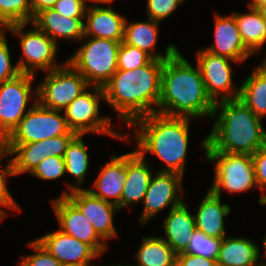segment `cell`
<instances>
[{
  "instance_id": "obj_31",
  "label": "cell",
  "mask_w": 266,
  "mask_h": 266,
  "mask_svg": "<svg viewBox=\"0 0 266 266\" xmlns=\"http://www.w3.org/2000/svg\"><path fill=\"white\" fill-rule=\"evenodd\" d=\"M29 22H32L31 0H0V30Z\"/></svg>"
},
{
  "instance_id": "obj_42",
  "label": "cell",
  "mask_w": 266,
  "mask_h": 266,
  "mask_svg": "<svg viewBox=\"0 0 266 266\" xmlns=\"http://www.w3.org/2000/svg\"><path fill=\"white\" fill-rule=\"evenodd\" d=\"M58 0H31L32 20L33 17L44 9H50Z\"/></svg>"
},
{
  "instance_id": "obj_5",
  "label": "cell",
  "mask_w": 266,
  "mask_h": 266,
  "mask_svg": "<svg viewBox=\"0 0 266 266\" xmlns=\"http://www.w3.org/2000/svg\"><path fill=\"white\" fill-rule=\"evenodd\" d=\"M120 44L111 39L89 37L66 61L90 86L104 87L117 71Z\"/></svg>"
},
{
  "instance_id": "obj_33",
  "label": "cell",
  "mask_w": 266,
  "mask_h": 266,
  "mask_svg": "<svg viewBox=\"0 0 266 266\" xmlns=\"http://www.w3.org/2000/svg\"><path fill=\"white\" fill-rule=\"evenodd\" d=\"M152 59L145 51L122 41L118 51L117 70H134L147 65Z\"/></svg>"
},
{
  "instance_id": "obj_7",
  "label": "cell",
  "mask_w": 266,
  "mask_h": 266,
  "mask_svg": "<svg viewBox=\"0 0 266 266\" xmlns=\"http://www.w3.org/2000/svg\"><path fill=\"white\" fill-rule=\"evenodd\" d=\"M89 87L86 79L65 61L60 68L47 72L34 95L41 106L63 111Z\"/></svg>"
},
{
  "instance_id": "obj_4",
  "label": "cell",
  "mask_w": 266,
  "mask_h": 266,
  "mask_svg": "<svg viewBox=\"0 0 266 266\" xmlns=\"http://www.w3.org/2000/svg\"><path fill=\"white\" fill-rule=\"evenodd\" d=\"M191 118L171 117L152 113L136 119L137 151L146 158L152 153L167 167L160 171L175 172L184 176L185 158L189 143V124Z\"/></svg>"
},
{
  "instance_id": "obj_30",
  "label": "cell",
  "mask_w": 266,
  "mask_h": 266,
  "mask_svg": "<svg viewBox=\"0 0 266 266\" xmlns=\"http://www.w3.org/2000/svg\"><path fill=\"white\" fill-rule=\"evenodd\" d=\"M82 136L77 135L68 145L64 154L66 173L74 176L76 180V185L66 183L70 189L69 193L81 189L79 185L83 183L89 167V154Z\"/></svg>"
},
{
  "instance_id": "obj_39",
  "label": "cell",
  "mask_w": 266,
  "mask_h": 266,
  "mask_svg": "<svg viewBox=\"0 0 266 266\" xmlns=\"http://www.w3.org/2000/svg\"><path fill=\"white\" fill-rule=\"evenodd\" d=\"M87 6L83 0H58L52 9L67 18H84Z\"/></svg>"
},
{
  "instance_id": "obj_48",
  "label": "cell",
  "mask_w": 266,
  "mask_h": 266,
  "mask_svg": "<svg viewBox=\"0 0 266 266\" xmlns=\"http://www.w3.org/2000/svg\"><path fill=\"white\" fill-rule=\"evenodd\" d=\"M262 244L264 245V248H265V254H262L264 257H266V235L264 237V240L262 242Z\"/></svg>"
},
{
  "instance_id": "obj_20",
  "label": "cell",
  "mask_w": 266,
  "mask_h": 266,
  "mask_svg": "<svg viewBox=\"0 0 266 266\" xmlns=\"http://www.w3.org/2000/svg\"><path fill=\"white\" fill-rule=\"evenodd\" d=\"M84 24V37L104 38L122 42L126 18L112 8L87 6Z\"/></svg>"
},
{
  "instance_id": "obj_24",
  "label": "cell",
  "mask_w": 266,
  "mask_h": 266,
  "mask_svg": "<svg viewBox=\"0 0 266 266\" xmlns=\"http://www.w3.org/2000/svg\"><path fill=\"white\" fill-rule=\"evenodd\" d=\"M158 24H160L159 21L152 19H148L146 22L136 21L128 24L126 19L123 42L145 51L153 59L165 60L172 57L178 51V48L172 44L167 45L164 55L152 52L157 45Z\"/></svg>"
},
{
  "instance_id": "obj_37",
  "label": "cell",
  "mask_w": 266,
  "mask_h": 266,
  "mask_svg": "<svg viewBox=\"0 0 266 266\" xmlns=\"http://www.w3.org/2000/svg\"><path fill=\"white\" fill-rule=\"evenodd\" d=\"M30 248L36 251L32 255H24L20 260V266H60V262L55 259L36 240L29 243Z\"/></svg>"
},
{
  "instance_id": "obj_11",
  "label": "cell",
  "mask_w": 266,
  "mask_h": 266,
  "mask_svg": "<svg viewBox=\"0 0 266 266\" xmlns=\"http://www.w3.org/2000/svg\"><path fill=\"white\" fill-rule=\"evenodd\" d=\"M34 75L20 73L0 83V144L12 133L26 115L27 103L32 96Z\"/></svg>"
},
{
  "instance_id": "obj_49",
  "label": "cell",
  "mask_w": 266,
  "mask_h": 266,
  "mask_svg": "<svg viewBox=\"0 0 266 266\" xmlns=\"http://www.w3.org/2000/svg\"><path fill=\"white\" fill-rule=\"evenodd\" d=\"M261 64L266 66V58L263 60V62Z\"/></svg>"
},
{
  "instance_id": "obj_50",
  "label": "cell",
  "mask_w": 266,
  "mask_h": 266,
  "mask_svg": "<svg viewBox=\"0 0 266 266\" xmlns=\"http://www.w3.org/2000/svg\"><path fill=\"white\" fill-rule=\"evenodd\" d=\"M260 265L259 266H266V262L264 263H259Z\"/></svg>"
},
{
  "instance_id": "obj_15",
  "label": "cell",
  "mask_w": 266,
  "mask_h": 266,
  "mask_svg": "<svg viewBox=\"0 0 266 266\" xmlns=\"http://www.w3.org/2000/svg\"><path fill=\"white\" fill-rule=\"evenodd\" d=\"M54 212L62 232L90 245L99 255L108 248L79 208L67 197L54 199ZM104 242V243H103Z\"/></svg>"
},
{
  "instance_id": "obj_45",
  "label": "cell",
  "mask_w": 266,
  "mask_h": 266,
  "mask_svg": "<svg viewBox=\"0 0 266 266\" xmlns=\"http://www.w3.org/2000/svg\"><path fill=\"white\" fill-rule=\"evenodd\" d=\"M261 191L265 192V191H266V188L263 189V190H261ZM259 203H260L261 205H265V204H266V194L260 196V198H259Z\"/></svg>"
},
{
  "instance_id": "obj_12",
  "label": "cell",
  "mask_w": 266,
  "mask_h": 266,
  "mask_svg": "<svg viewBox=\"0 0 266 266\" xmlns=\"http://www.w3.org/2000/svg\"><path fill=\"white\" fill-rule=\"evenodd\" d=\"M196 58L205 90L214 104L239 97L240 87L233 86L232 68L229 64L237 61L212 54L204 49L196 53Z\"/></svg>"
},
{
  "instance_id": "obj_9",
  "label": "cell",
  "mask_w": 266,
  "mask_h": 266,
  "mask_svg": "<svg viewBox=\"0 0 266 266\" xmlns=\"http://www.w3.org/2000/svg\"><path fill=\"white\" fill-rule=\"evenodd\" d=\"M60 112L34 101L18 126L1 144H27L68 134L71 129Z\"/></svg>"
},
{
  "instance_id": "obj_19",
  "label": "cell",
  "mask_w": 266,
  "mask_h": 266,
  "mask_svg": "<svg viewBox=\"0 0 266 266\" xmlns=\"http://www.w3.org/2000/svg\"><path fill=\"white\" fill-rule=\"evenodd\" d=\"M146 159L137 151L126 153V180L121 195L119 209L143 201L152 171Z\"/></svg>"
},
{
  "instance_id": "obj_17",
  "label": "cell",
  "mask_w": 266,
  "mask_h": 266,
  "mask_svg": "<svg viewBox=\"0 0 266 266\" xmlns=\"http://www.w3.org/2000/svg\"><path fill=\"white\" fill-rule=\"evenodd\" d=\"M36 241L61 264L90 265L100 256L90 245L61 230L49 232Z\"/></svg>"
},
{
  "instance_id": "obj_22",
  "label": "cell",
  "mask_w": 266,
  "mask_h": 266,
  "mask_svg": "<svg viewBox=\"0 0 266 266\" xmlns=\"http://www.w3.org/2000/svg\"><path fill=\"white\" fill-rule=\"evenodd\" d=\"M84 18H67L52 8L38 12L31 22L50 39L58 38L80 40L84 37Z\"/></svg>"
},
{
  "instance_id": "obj_10",
  "label": "cell",
  "mask_w": 266,
  "mask_h": 266,
  "mask_svg": "<svg viewBox=\"0 0 266 266\" xmlns=\"http://www.w3.org/2000/svg\"><path fill=\"white\" fill-rule=\"evenodd\" d=\"M26 25L25 23L13 24L5 28L19 36L24 59L22 58L16 64L21 73L35 75L36 69L51 71L60 68L62 65L55 61L58 50L57 42L50 39L35 25H33V30L26 32L24 30Z\"/></svg>"
},
{
  "instance_id": "obj_43",
  "label": "cell",
  "mask_w": 266,
  "mask_h": 266,
  "mask_svg": "<svg viewBox=\"0 0 266 266\" xmlns=\"http://www.w3.org/2000/svg\"><path fill=\"white\" fill-rule=\"evenodd\" d=\"M256 10L259 12L261 17L266 21V2L257 6Z\"/></svg>"
},
{
  "instance_id": "obj_18",
  "label": "cell",
  "mask_w": 266,
  "mask_h": 266,
  "mask_svg": "<svg viewBox=\"0 0 266 266\" xmlns=\"http://www.w3.org/2000/svg\"><path fill=\"white\" fill-rule=\"evenodd\" d=\"M215 44L204 50L241 63L253 55L244 45L233 13L215 14Z\"/></svg>"
},
{
  "instance_id": "obj_16",
  "label": "cell",
  "mask_w": 266,
  "mask_h": 266,
  "mask_svg": "<svg viewBox=\"0 0 266 266\" xmlns=\"http://www.w3.org/2000/svg\"><path fill=\"white\" fill-rule=\"evenodd\" d=\"M62 196H67L79 208L102 240L106 242L117 236L113 215L120 210L118 206L96 197L84 188L71 193L63 192Z\"/></svg>"
},
{
  "instance_id": "obj_28",
  "label": "cell",
  "mask_w": 266,
  "mask_h": 266,
  "mask_svg": "<svg viewBox=\"0 0 266 266\" xmlns=\"http://www.w3.org/2000/svg\"><path fill=\"white\" fill-rule=\"evenodd\" d=\"M250 13L234 12L239 34L245 47L255 54L266 42V21L256 8H249Z\"/></svg>"
},
{
  "instance_id": "obj_8",
  "label": "cell",
  "mask_w": 266,
  "mask_h": 266,
  "mask_svg": "<svg viewBox=\"0 0 266 266\" xmlns=\"http://www.w3.org/2000/svg\"><path fill=\"white\" fill-rule=\"evenodd\" d=\"M208 161L215 162L214 183L210 191L221 197V189L232 193L248 191L257 186L252 155L226 152H205Z\"/></svg>"
},
{
  "instance_id": "obj_51",
  "label": "cell",
  "mask_w": 266,
  "mask_h": 266,
  "mask_svg": "<svg viewBox=\"0 0 266 266\" xmlns=\"http://www.w3.org/2000/svg\"><path fill=\"white\" fill-rule=\"evenodd\" d=\"M110 266H111V265H110ZM112 266H116V265H112ZM118 266H129V265H120V264H119ZM133 266H134V265H133Z\"/></svg>"
},
{
  "instance_id": "obj_23",
  "label": "cell",
  "mask_w": 266,
  "mask_h": 266,
  "mask_svg": "<svg viewBox=\"0 0 266 266\" xmlns=\"http://www.w3.org/2000/svg\"><path fill=\"white\" fill-rule=\"evenodd\" d=\"M168 214L163 222L166 235L163 240L176 254H179L187 249L193 233L196 231L194 214H191L184 202L170 209Z\"/></svg>"
},
{
  "instance_id": "obj_13",
  "label": "cell",
  "mask_w": 266,
  "mask_h": 266,
  "mask_svg": "<svg viewBox=\"0 0 266 266\" xmlns=\"http://www.w3.org/2000/svg\"><path fill=\"white\" fill-rule=\"evenodd\" d=\"M78 134L70 131L66 135L48 138L27 144H0L11 159L14 176L25 172L31 173L45 158L59 156L64 157L68 145Z\"/></svg>"
},
{
  "instance_id": "obj_32",
  "label": "cell",
  "mask_w": 266,
  "mask_h": 266,
  "mask_svg": "<svg viewBox=\"0 0 266 266\" xmlns=\"http://www.w3.org/2000/svg\"><path fill=\"white\" fill-rule=\"evenodd\" d=\"M222 239L209 237L203 232L196 230L189 242L187 249L183 253L217 260Z\"/></svg>"
},
{
  "instance_id": "obj_25",
  "label": "cell",
  "mask_w": 266,
  "mask_h": 266,
  "mask_svg": "<svg viewBox=\"0 0 266 266\" xmlns=\"http://www.w3.org/2000/svg\"><path fill=\"white\" fill-rule=\"evenodd\" d=\"M230 208L229 205L221 203V197L209 190L194 215L196 230L209 237L224 238V217L230 214Z\"/></svg>"
},
{
  "instance_id": "obj_35",
  "label": "cell",
  "mask_w": 266,
  "mask_h": 266,
  "mask_svg": "<svg viewBox=\"0 0 266 266\" xmlns=\"http://www.w3.org/2000/svg\"><path fill=\"white\" fill-rule=\"evenodd\" d=\"M43 180H55L66 174L64 157L45 158L30 173Z\"/></svg>"
},
{
  "instance_id": "obj_41",
  "label": "cell",
  "mask_w": 266,
  "mask_h": 266,
  "mask_svg": "<svg viewBox=\"0 0 266 266\" xmlns=\"http://www.w3.org/2000/svg\"><path fill=\"white\" fill-rule=\"evenodd\" d=\"M175 266H218V264L215 260L182 252L176 256Z\"/></svg>"
},
{
  "instance_id": "obj_40",
  "label": "cell",
  "mask_w": 266,
  "mask_h": 266,
  "mask_svg": "<svg viewBox=\"0 0 266 266\" xmlns=\"http://www.w3.org/2000/svg\"><path fill=\"white\" fill-rule=\"evenodd\" d=\"M255 180L260 191L266 188V144L252 155Z\"/></svg>"
},
{
  "instance_id": "obj_6",
  "label": "cell",
  "mask_w": 266,
  "mask_h": 266,
  "mask_svg": "<svg viewBox=\"0 0 266 266\" xmlns=\"http://www.w3.org/2000/svg\"><path fill=\"white\" fill-rule=\"evenodd\" d=\"M90 88L94 93L86 89L64 109L68 127L78 135L93 132L127 141V134L121 135L110 127V117H99V100H105L103 87Z\"/></svg>"
},
{
  "instance_id": "obj_46",
  "label": "cell",
  "mask_w": 266,
  "mask_h": 266,
  "mask_svg": "<svg viewBox=\"0 0 266 266\" xmlns=\"http://www.w3.org/2000/svg\"><path fill=\"white\" fill-rule=\"evenodd\" d=\"M114 0H91V2H94V3H100V4H111Z\"/></svg>"
},
{
  "instance_id": "obj_47",
  "label": "cell",
  "mask_w": 266,
  "mask_h": 266,
  "mask_svg": "<svg viewBox=\"0 0 266 266\" xmlns=\"http://www.w3.org/2000/svg\"><path fill=\"white\" fill-rule=\"evenodd\" d=\"M60 266H90V265H81V264H60ZM92 266V265H91Z\"/></svg>"
},
{
  "instance_id": "obj_21",
  "label": "cell",
  "mask_w": 266,
  "mask_h": 266,
  "mask_svg": "<svg viewBox=\"0 0 266 266\" xmlns=\"http://www.w3.org/2000/svg\"><path fill=\"white\" fill-rule=\"evenodd\" d=\"M126 180V154L112 155L111 161L105 164L93 184L95 189H88L93 195L118 206L121 202ZM110 198H113L110 201Z\"/></svg>"
},
{
  "instance_id": "obj_26",
  "label": "cell",
  "mask_w": 266,
  "mask_h": 266,
  "mask_svg": "<svg viewBox=\"0 0 266 266\" xmlns=\"http://www.w3.org/2000/svg\"><path fill=\"white\" fill-rule=\"evenodd\" d=\"M260 250L255 243L246 238H222L218 266H259Z\"/></svg>"
},
{
  "instance_id": "obj_34",
  "label": "cell",
  "mask_w": 266,
  "mask_h": 266,
  "mask_svg": "<svg viewBox=\"0 0 266 266\" xmlns=\"http://www.w3.org/2000/svg\"><path fill=\"white\" fill-rule=\"evenodd\" d=\"M8 155L9 153L0 145V160ZM13 175L14 171L12 167V161L10 160V163L7 166H4V168L0 171V206L21 211L20 207L17 205L6 186V177ZM7 214L8 213L5 212L4 209H0V215L3 218Z\"/></svg>"
},
{
  "instance_id": "obj_3",
  "label": "cell",
  "mask_w": 266,
  "mask_h": 266,
  "mask_svg": "<svg viewBox=\"0 0 266 266\" xmlns=\"http://www.w3.org/2000/svg\"><path fill=\"white\" fill-rule=\"evenodd\" d=\"M216 115L211 132L202 142L205 152L253 155L266 144L262 118L238 98L215 103L212 118Z\"/></svg>"
},
{
  "instance_id": "obj_38",
  "label": "cell",
  "mask_w": 266,
  "mask_h": 266,
  "mask_svg": "<svg viewBox=\"0 0 266 266\" xmlns=\"http://www.w3.org/2000/svg\"><path fill=\"white\" fill-rule=\"evenodd\" d=\"M183 2L184 0H147L148 18L161 22Z\"/></svg>"
},
{
  "instance_id": "obj_2",
  "label": "cell",
  "mask_w": 266,
  "mask_h": 266,
  "mask_svg": "<svg viewBox=\"0 0 266 266\" xmlns=\"http://www.w3.org/2000/svg\"><path fill=\"white\" fill-rule=\"evenodd\" d=\"M164 60L152 59L134 70H117L104 85L105 100L130 126L136 119L156 113L161 95Z\"/></svg>"
},
{
  "instance_id": "obj_27",
  "label": "cell",
  "mask_w": 266,
  "mask_h": 266,
  "mask_svg": "<svg viewBox=\"0 0 266 266\" xmlns=\"http://www.w3.org/2000/svg\"><path fill=\"white\" fill-rule=\"evenodd\" d=\"M238 99L255 115L266 116V66L260 64L240 85Z\"/></svg>"
},
{
  "instance_id": "obj_14",
  "label": "cell",
  "mask_w": 266,
  "mask_h": 266,
  "mask_svg": "<svg viewBox=\"0 0 266 266\" xmlns=\"http://www.w3.org/2000/svg\"><path fill=\"white\" fill-rule=\"evenodd\" d=\"M182 179L181 174L160 171L152 176L144 196V210L139 218L140 224H145L161 210L171 204V208L182 204ZM180 191V193H179Z\"/></svg>"
},
{
  "instance_id": "obj_1",
  "label": "cell",
  "mask_w": 266,
  "mask_h": 266,
  "mask_svg": "<svg viewBox=\"0 0 266 266\" xmlns=\"http://www.w3.org/2000/svg\"><path fill=\"white\" fill-rule=\"evenodd\" d=\"M215 104L208 97L198 65L192 66L179 50L165 59L156 113L171 117H212Z\"/></svg>"
},
{
  "instance_id": "obj_36",
  "label": "cell",
  "mask_w": 266,
  "mask_h": 266,
  "mask_svg": "<svg viewBox=\"0 0 266 266\" xmlns=\"http://www.w3.org/2000/svg\"><path fill=\"white\" fill-rule=\"evenodd\" d=\"M4 29L0 30V83L18 76L21 71L17 64L12 66Z\"/></svg>"
},
{
  "instance_id": "obj_44",
  "label": "cell",
  "mask_w": 266,
  "mask_h": 266,
  "mask_svg": "<svg viewBox=\"0 0 266 266\" xmlns=\"http://www.w3.org/2000/svg\"><path fill=\"white\" fill-rule=\"evenodd\" d=\"M266 0H252L251 2H249L248 6L249 8H256L257 6L265 3Z\"/></svg>"
},
{
  "instance_id": "obj_29",
  "label": "cell",
  "mask_w": 266,
  "mask_h": 266,
  "mask_svg": "<svg viewBox=\"0 0 266 266\" xmlns=\"http://www.w3.org/2000/svg\"><path fill=\"white\" fill-rule=\"evenodd\" d=\"M142 244L135 254V266H175L177 254L163 240V237H143Z\"/></svg>"
}]
</instances>
